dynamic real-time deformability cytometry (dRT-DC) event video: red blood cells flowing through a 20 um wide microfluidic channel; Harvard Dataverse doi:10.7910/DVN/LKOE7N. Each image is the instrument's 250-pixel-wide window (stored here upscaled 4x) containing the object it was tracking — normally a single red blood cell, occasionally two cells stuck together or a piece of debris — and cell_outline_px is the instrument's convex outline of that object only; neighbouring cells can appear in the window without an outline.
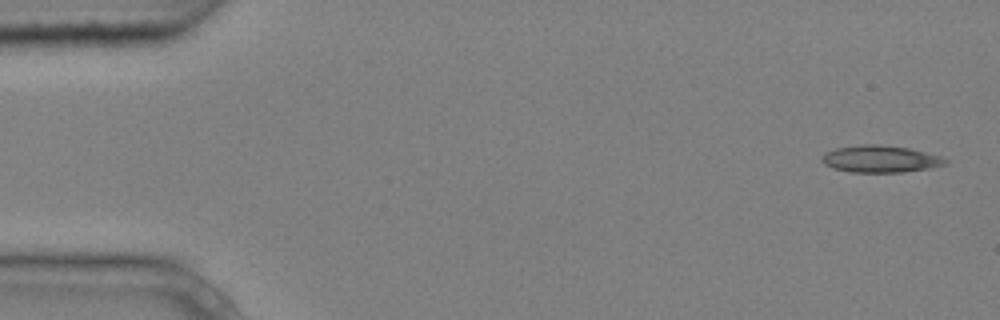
{"species": "common noctule bat (a hibernating species)", "species_latin": "Nyctalus noctula", "temperature_condition": "cold", "stored_images_in_passage": 6, "camera_frame_rate_fps": 3000, "um_per_image_px": 0.085, "animal": {"sex": "male", "body_mass_g": 20.4}, "frame": {"image": 1, "passage_image": 1, "time_ms": 0.0, "image_size_px": [1000, 320], "cell_outline_px": [[948, 164], [928, 168], [900, 172], [852, 172], [832, 168], [824, 164], [820, 160], [824, 152], [836, 148], [860, 144], [880, 144], [908, 148], [940, 156], [948, 160]], "centroid_in_image_um": [74.79, 13.5], "position_along_channel_um": 10.2, "area_um2": 19.42}}
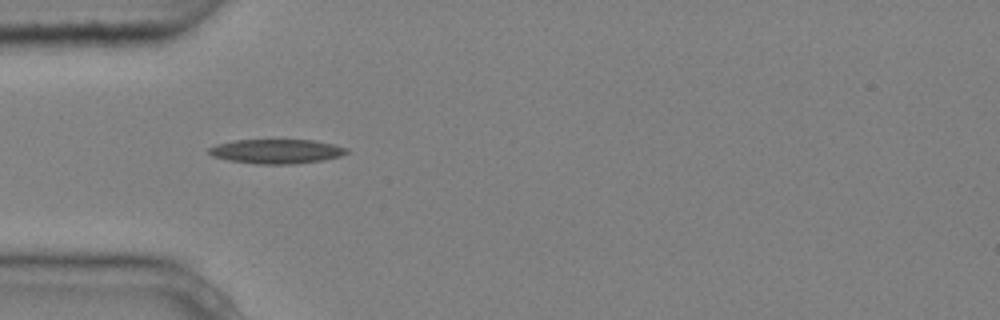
{"frame": {"image": 2, "passage_image": 5, "time_ms": 1.333, "image_size_px": [1000, 320], "cell_outline_px": [[348, 152], [340, 156], [324, 160], [292, 164], [256, 164], [228, 160], [212, 156], [208, 152], [208, 148], [216, 144], [236, 140], [312, 140], [336, 144], [348, 148]], "centroid_in_image_um": [23.51, 12.86], "position_along_channel_um": 61.5, "area_um2": 19.65}}
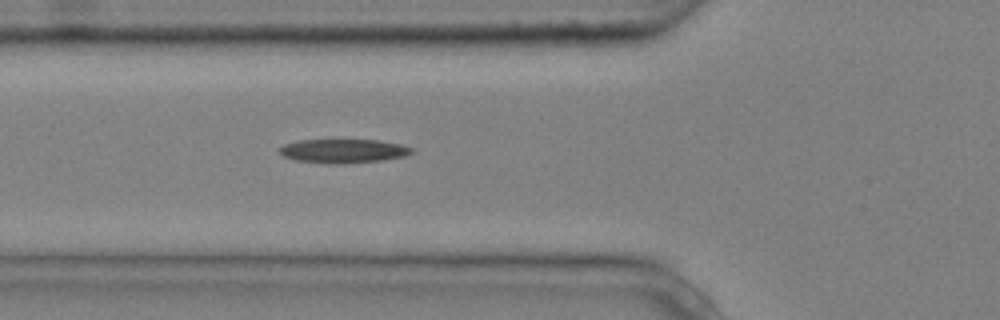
{"frame": {"image": 3, "passage_image": 6, "time_ms": 1.667, "image_size_px": [1000, 320], "cell_outline_px": [[416, 152], [404, 156], [384, 160], [344, 164], [324, 164], [296, 160], [284, 156], [280, 152], [280, 148], [284, 144], [300, 140], [376, 140], [400, 144], [412, 148]], "centroid_in_image_um": [29.21, 12.84], "position_along_channel_um": 96.6, "area_um2": 18.5}}